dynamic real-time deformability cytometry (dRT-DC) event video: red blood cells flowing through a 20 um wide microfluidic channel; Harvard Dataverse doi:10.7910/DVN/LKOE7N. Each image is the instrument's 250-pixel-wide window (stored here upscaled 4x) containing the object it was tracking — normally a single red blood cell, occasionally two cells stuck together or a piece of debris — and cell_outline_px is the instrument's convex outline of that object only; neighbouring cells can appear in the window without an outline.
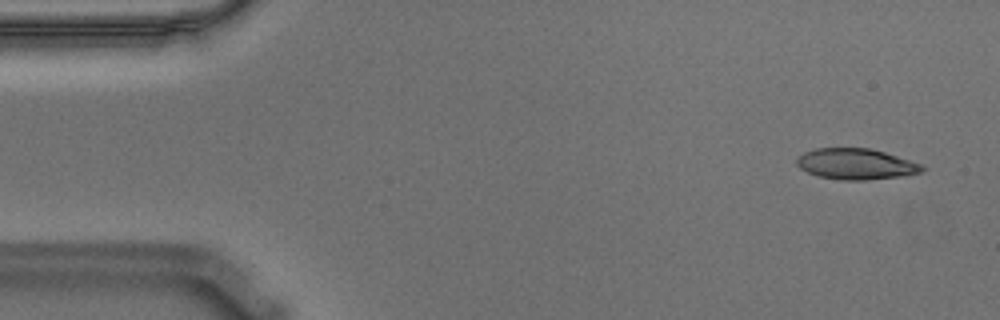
{"species": "Egyptian fruit bat (a non-hibernating species)", "species_latin": "Rousettus aegyptiacus", "temperature_condition": "warm", "stored_images_in_passage": 52, "camera_frame_rate_fps": 3000, "um_per_image_px": 0.085, "animal": {"sex": "male"}, "frame": {"image": 1, "passage_image": 3, "time_ms": 0.667, "image_size_px": [1000, 320], "cell_outline_px": [[924, 168], [920, 172], [904, 176], [864, 180], [844, 180], [820, 176], [808, 172], [800, 168], [796, 164], [796, 156], [804, 152], [816, 148], [868, 148], [884, 152], [920, 164]], "centroid_in_image_um": [72.7, 13.94], "position_along_channel_um": 12.3, "area_um2": 22.31}}
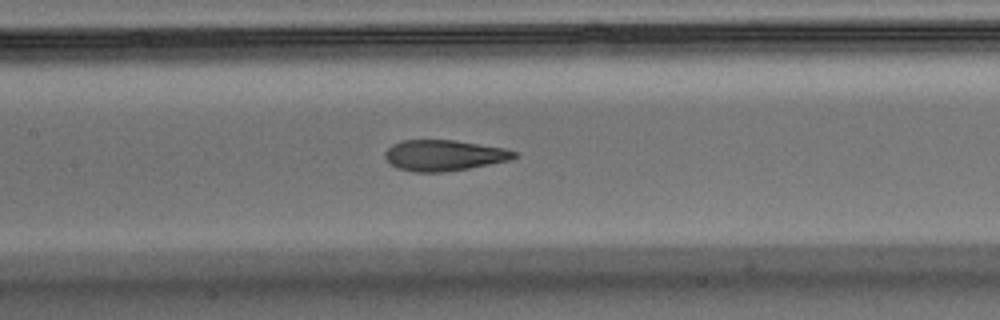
{"frame": {"image": 2, "passage_image": 25, "time_ms": 8.0, "image_size_px": [1000, 320], "cell_outline_px": [[520, 156], [508, 160], [468, 168], [444, 172], [412, 172], [396, 168], [384, 156], [384, 152], [392, 144], [400, 140], [456, 140], [504, 148], [520, 152]], "centroid_in_image_um": [37.74, 13.2], "position_along_channel_um": 169.7, "area_um2": 23.35}}
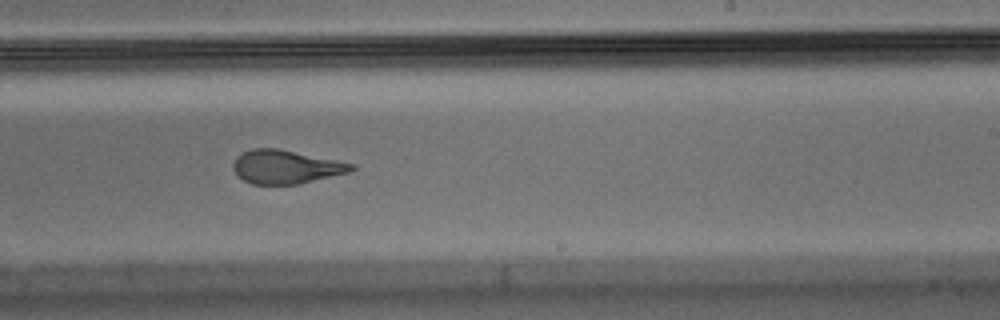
{"frame": {"image": 3, "passage_image": 33, "time_ms": 10.667, "image_size_px": [1000, 320], "cell_outline_px": [[356, 168], [348, 172], [296, 184], [252, 184], [236, 176], [232, 168], [232, 164], [236, 156], [252, 148], [276, 148], [356, 164]], "centroid_in_image_um": [24.24, 14.18], "position_along_channel_um": 264.8, "area_um2": 22.95}, "authors_computed_cell_mechanics": {"area_um2": 23.8425, "velocity_mm_per_s": 3.5808, "shape_relaxation_time_tau1_ms": 9.8326, "shape_relaxation_time_tau2_ms": 1.6006, "deformation_change_tau1": 0.2876, "deformation_change_tau2": 0.1011}}